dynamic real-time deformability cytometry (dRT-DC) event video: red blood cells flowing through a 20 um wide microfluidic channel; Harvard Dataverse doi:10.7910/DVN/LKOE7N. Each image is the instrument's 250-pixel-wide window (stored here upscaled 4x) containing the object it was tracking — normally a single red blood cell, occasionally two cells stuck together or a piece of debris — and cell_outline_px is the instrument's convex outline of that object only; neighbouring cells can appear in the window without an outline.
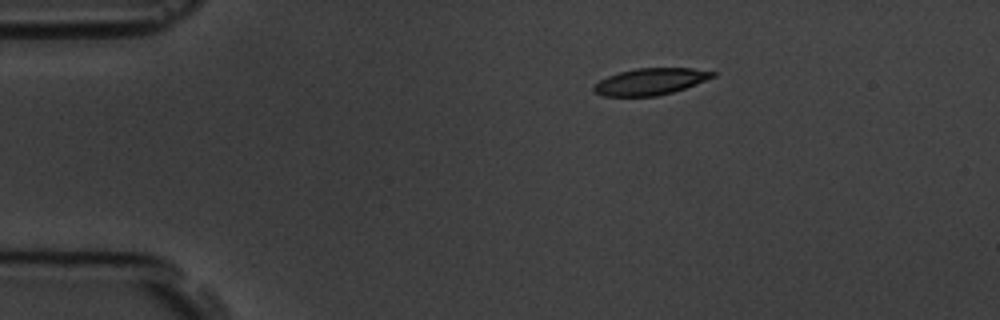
{"species": "common noctule bat (a hibernating species)", "species_latin": "Nyctalus noctula", "temperature_condition": "room temperature", "stored_images_in_passage": 6, "camera_frame_rate_fps": 3000, "um_per_image_px": 0.085, "animal": {"sex": "male", "body_mass_g": 19.5, "forearm_length_mm": 54.6}, "frame": {"image": 1, "passage_image": 1, "time_ms": 0.0, "image_size_px": [1000, 320], "cell_outline_px": [[716, 76], [684, 88], [672, 92], [656, 96], [604, 96], [596, 92], [592, 88], [600, 80], [608, 76], [620, 72], [636, 68], [692, 68], [716, 72]], "centroid_in_image_um": [55.3, 6.92], "position_along_channel_um": 29.7, "area_um2": 18.21}}
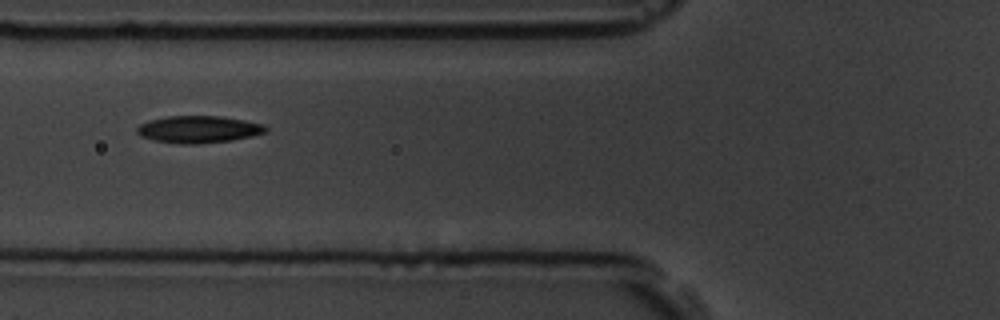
{"frame": {"image": 2, "passage_image": 4, "time_ms": 3.667, "image_size_px": [1000, 320], "cell_outline_px": [[268, 132], [252, 136], [232, 140], [196, 144], [180, 144], [152, 140], [140, 136], [136, 132], [136, 128], [140, 124], [148, 120], [168, 116], [220, 116], [244, 120], [264, 124], [268, 128]], "centroid_in_image_um": [16.87, 10.99], "position_along_channel_um": 108.9, "area_um2": 20.52}}
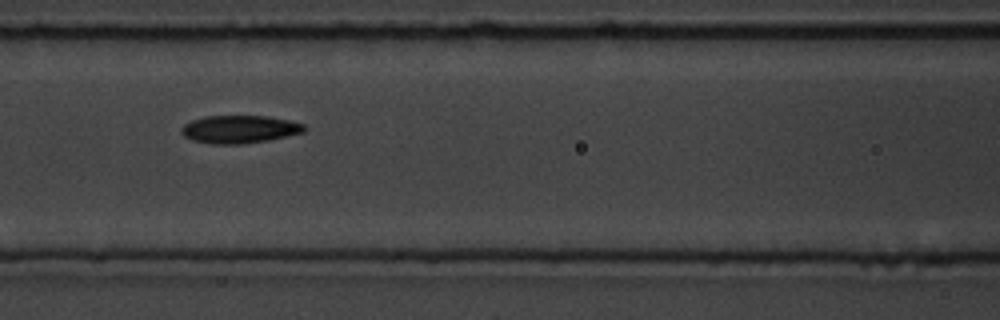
{"frame": {"image": 3, "passage_image": 5, "time_ms": 4.667, "image_size_px": [1000, 320], "cell_outline_px": [[308, 128], [304, 132], [268, 140], [240, 144], [212, 144], [192, 140], [184, 136], [180, 132], [180, 128], [184, 124], [192, 120], [204, 116], [264, 116], [288, 120], [304, 124]], "centroid_in_image_um": [20.33, 10.99], "position_along_channel_um": 146.3, "area_um2": 19.94}}